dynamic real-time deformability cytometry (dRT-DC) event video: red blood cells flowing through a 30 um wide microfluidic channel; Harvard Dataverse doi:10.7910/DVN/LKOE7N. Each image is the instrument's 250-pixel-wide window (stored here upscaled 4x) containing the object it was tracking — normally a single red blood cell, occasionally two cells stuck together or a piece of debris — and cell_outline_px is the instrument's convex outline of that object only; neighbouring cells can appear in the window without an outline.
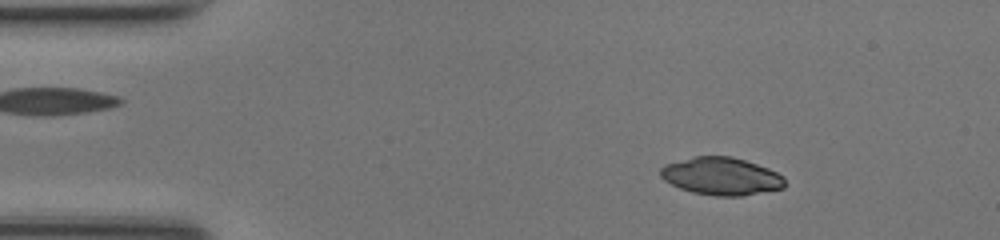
{"species": "common noctule bat (a hibernating species)", "species_latin": "Nyctalus noctula", "temperature_condition": "room temperature", "stored_images_in_passage": 49, "camera_frame_rate_fps": 3000, "um_per_image_px": 0.085, "animal": {"sex": "female", "body_mass_g": 17.0, "forearm_length_mm": 48.0}, "frame": {"image": 1, "passage_image": 8, "time_ms": 2.333, "image_size_px": [1000, 240], "cell_outline_px": [[784, 188], [740, 196], [716, 196], [692, 192], [680, 188], [664, 180], [660, 176], [660, 168], [664, 164], [696, 156], [732, 156], [768, 168], [784, 176]], "centroid_in_image_um": [61.29, 14.98], "position_along_channel_um": 23.7, "area_um2": 27.17}}
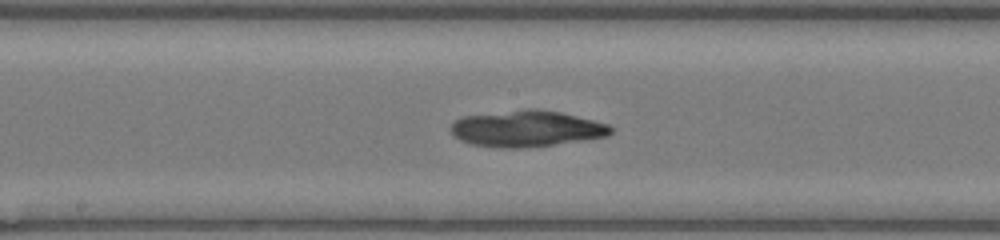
{"frame": {"image": 2, "passage_image": 26, "time_ms": 8.333, "image_size_px": [1000, 240], "cell_outline_px": [[616, 128], [608, 136], [556, 144], [520, 148], [500, 148], [472, 144], [460, 140], [448, 128], [456, 120], [464, 116], [524, 108], [536, 108], [560, 112], [608, 124]], "centroid_in_image_um": [44.77, 10.93], "position_along_channel_um": 203.4, "area_um2": 33.87}}
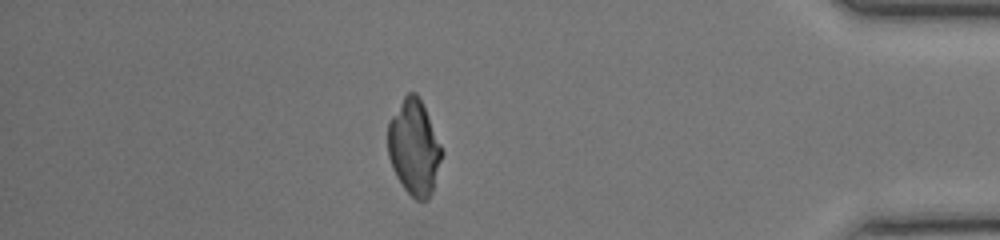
{"frame": {"image": 3, "passage_image": 43, "time_ms": 14.0, "image_size_px": [1000, 240], "cell_outline_px": [[444, 152], [432, 192], [428, 200], [416, 200], [404, 188], [396, 176], [392, 168], [388, 156], [388, 124], [392, 116], [404, 96], [408, 92], [416, 92], [424, 108]], "centroid_in_image_um": [35.2, 12.56], "position_along_channel_um": 400.0, "area_um2": 29.65}}